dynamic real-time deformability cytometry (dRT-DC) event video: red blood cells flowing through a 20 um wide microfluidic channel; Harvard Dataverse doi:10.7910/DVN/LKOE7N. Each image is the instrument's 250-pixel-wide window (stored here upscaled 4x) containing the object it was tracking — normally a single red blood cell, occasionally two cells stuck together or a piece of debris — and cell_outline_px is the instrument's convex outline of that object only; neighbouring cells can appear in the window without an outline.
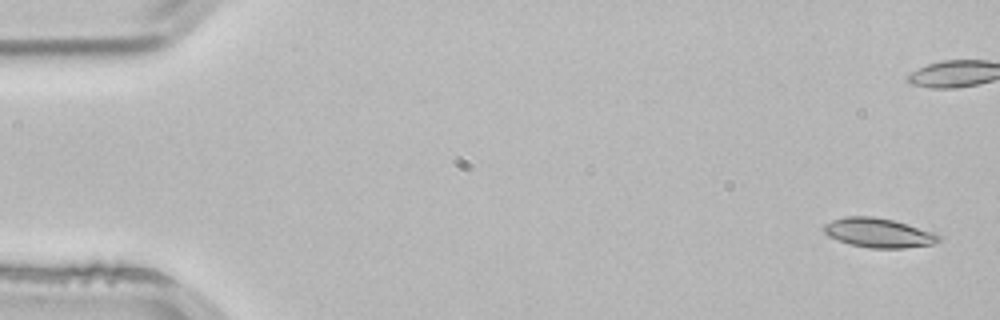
{"species": "common noctule bat (a hibernating species)", "species_latin": "Nyctalus noctula", "temperature_condition": "room temperature", "stored_images_in_passage": 4, "segment_of_instrument_passage": [2, 2], "camera_frame_rate_fps": 3000, "um_per_image_px": 0.085, "animal": {"sex": "male", "body_mass_g": 21.5, "forearm_length_mm": 52.0}, "frame": {"image": 1, "passage_image": 4, "time_ms": 1.0, "image_size_px": [1000, 320], "cell_outline_px": [[940, 240], [932, 244], [904, 248], [872, 248], [852, 244], [828, 236], [824, 232], [824, 224], [832, 220], [844, 216], [872, 216], [892, 220], [908, 224], [936, 232], [940, 236]], "centroid_in_image_um": [74.7, 19.78], "position_along_channel_um": 10.3, "area_um2": 19.54}}